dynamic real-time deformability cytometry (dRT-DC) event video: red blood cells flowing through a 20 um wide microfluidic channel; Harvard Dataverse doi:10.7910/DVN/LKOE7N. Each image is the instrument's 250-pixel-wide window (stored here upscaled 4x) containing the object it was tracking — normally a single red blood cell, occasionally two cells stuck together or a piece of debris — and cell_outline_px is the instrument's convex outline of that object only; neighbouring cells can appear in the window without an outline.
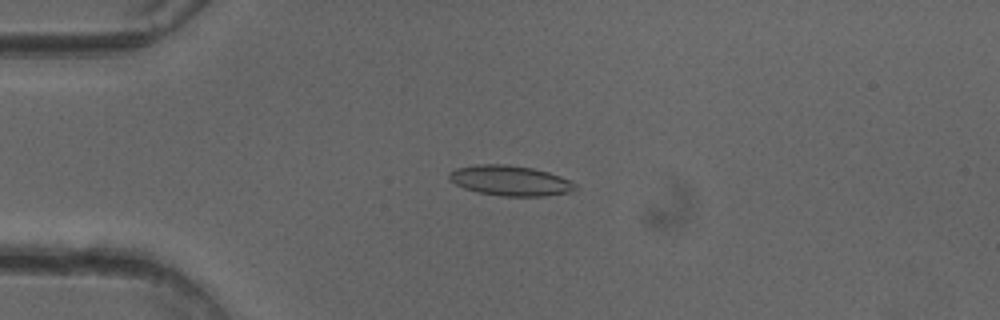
{"species": "common noctule bat (a hibernating species)", "species_latin": "Nyctalus noctula", "temperature_condition": "cold", "stored_images_in_passage": 51, "camera_frame_rate_fps": 3000, "um_per_image_px": 0.085, "animal": {"sex": "female"}, "frame": {"image": 1, "passage_image": 13, "time_ms": 4.0, "image_size_px": [1000, 320], "cell_outline_px": [[576, 188], [568, 192], [544, 196], [500, 196], [476, 192], [464, 188], [456, 184], [448, 176], [448, 172], [456, 168], [476, 164], [508, 164], [532, 168], [548, 172], [560, 176], [576, 184]], "centroid_in_image_um": [43.33, 15.35], "position_along_channel_um": 41.7, "area_um2": 22.14}}
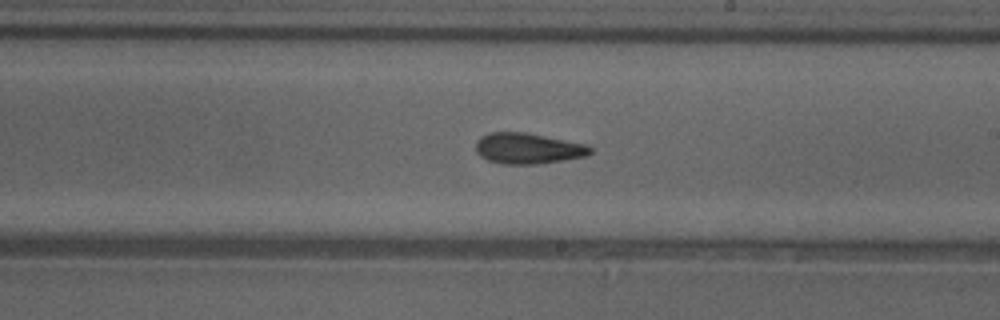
{"frame": {"image": 2, "passage_image": 30, "time_ms": 9.667, "image_size_px": [1000, 320], "cell_outline_px": [[592, 152], [588, 156], [540, 164], [500, 164], [488, 160], [480, 156], [476, 152], [476, 140], [480, 136], [488, 132], [524, 132], [588, 144], [592, 148]], "centroid_in_image_um": [44.88, 12.62], "position_along_channel_um": 244.1, "area_um2": 20.87}}
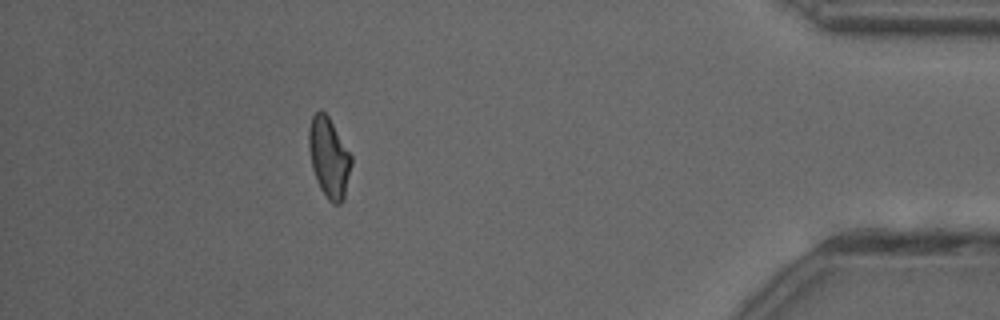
{"frame": {"image": 3, "passage_image": 46, "time_ms": 15.0, "image_size_px": [1000, 320], "cell_outline_px": [[352, 164], [344, 200], [340, 204], [332, 204], [328, 200], [320, 188], [316, 180], [312, 168], [308, 144], [308, 128], [312, 116], [320, 108], [328, 116], [352, 156]], "centroid_in_image_um": [27.96, 13.41], "position_along_channel_um": 407.2, "area_um2": 20.0}, "authors_computed_cell_mechanics": {"area_um2": 20.519, "velocity_mm_per_s": 4.0498, "shape_relaxation_time_tau1_ms": null, "shape_relaxation_time_tau2_ms": 2.9223, "deformation_change_tau1": null, "deformation_change_tau2": 0.0965}}